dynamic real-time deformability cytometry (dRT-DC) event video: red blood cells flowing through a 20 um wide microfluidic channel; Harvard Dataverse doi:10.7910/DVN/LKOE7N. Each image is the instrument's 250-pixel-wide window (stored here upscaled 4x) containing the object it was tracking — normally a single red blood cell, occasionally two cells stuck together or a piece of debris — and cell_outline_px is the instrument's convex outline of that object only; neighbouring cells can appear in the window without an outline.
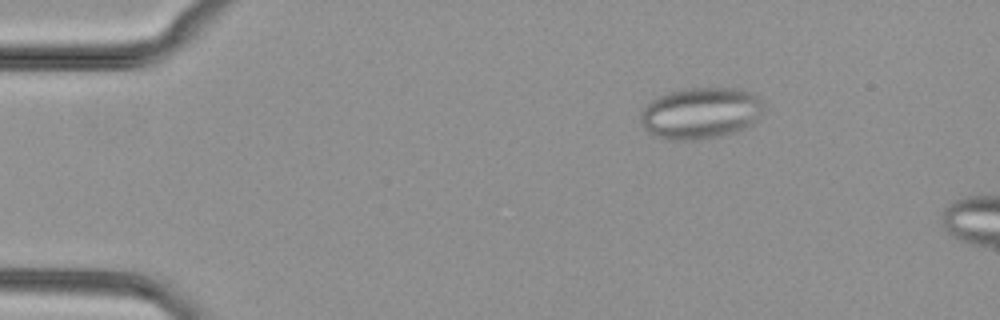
{"species": "common noctule bat (a hibernating species)", "species_latin": "Nyctalus noctula", "temperature_condition": "cold", "stored_images_in_passage": 11, "camera_frame_rate_fps": 3000, "um_per_image_px": 0.085, "animal": {"sex": "female", "body_mass_g": 29.2, "forearm_length_mm": 56.3}, "frame": {"image": 1, "passage_image": 7, "time_ms": 2.0, "image_size_px": [1000, 320], "cell_outline_px": [[764, 116], [752, 124], [736, 132], [720, 136], [696, 140], [664, 140], [656, 136], [644, 128], [640, 120], [640, 112], [644, 104], [668, 92], [684, 88], [736, 88], [748, 92], [756, 96], [764, 104]], "centroid_in_image_um": [59.56, 9.62], "position_along_channel_um": 25.4, "area_um2": 37.4}}